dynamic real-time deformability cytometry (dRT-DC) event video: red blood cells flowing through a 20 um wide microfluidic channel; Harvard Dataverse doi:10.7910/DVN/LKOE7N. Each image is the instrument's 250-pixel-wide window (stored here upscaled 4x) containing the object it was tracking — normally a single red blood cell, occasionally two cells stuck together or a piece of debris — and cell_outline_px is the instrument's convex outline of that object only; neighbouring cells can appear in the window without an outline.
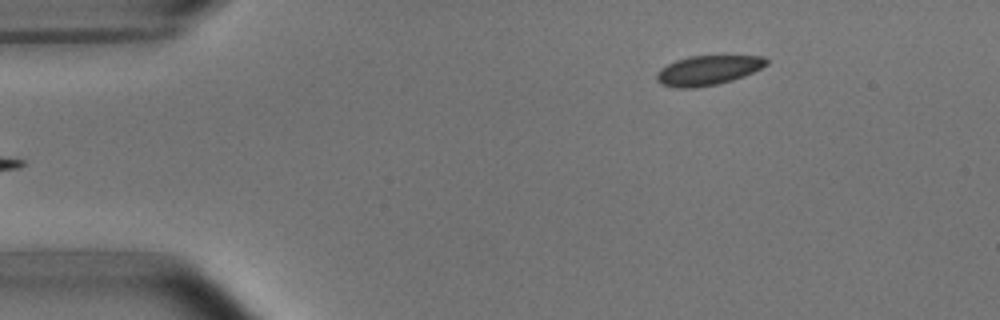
{"species": "common noctule bat (a hibernating species)", "species_latin": "Nyctalus noctula", "temperature_condition": "room temperature", "stored_images_in_passage": 4, "camera_frame_rate_fps": 3000, "um_per_image_px": 0.085, "animal": {"sex": "male", "body_mass_g": 15.6}, "frame": {"image": 1, "passage_image": 4, "time_ms": 3.667, "image_size_px": [1000, 320], "cell_outline_px": [[768, 64], [744, 76], [732, 80], [716, 84], [692, 88], [676, 88], [660, 84], [656, 80], [656, 72], [660, 68], [676, 60], [688, 56], [764, 56], [768, 60]], "centroid_in_image_um": [60.14, 5.98], "position_along_channel_um": 24.9, "area_um2": 18.9}}